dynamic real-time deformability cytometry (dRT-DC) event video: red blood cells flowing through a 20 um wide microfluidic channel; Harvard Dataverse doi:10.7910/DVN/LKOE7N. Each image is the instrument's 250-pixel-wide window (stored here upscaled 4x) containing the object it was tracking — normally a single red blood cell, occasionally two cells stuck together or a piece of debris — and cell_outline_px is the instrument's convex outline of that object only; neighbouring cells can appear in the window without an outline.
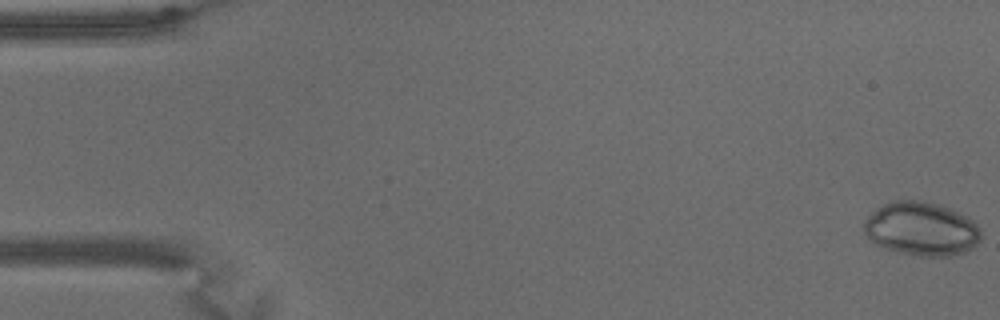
{"species": "common noctule bat (a hibernating species)", "species_latin": "Nyctalus noctula", "temperature_condition": "warm", "stored_images_in_passage": 67, "camera_frame_rate_fps": 3000, "um_per_image_px": 0.085, "animal": {"sex": "male", "body_mass_g": 15.6}, "frame": {"image": 1, "passage_image": 1, "time_ms": 0.0, "image_size_px": [1000, 320], "cell_outline_px": [[980, 240], [972, 248], [964, 252], [952, 256], [916, 256], [884, 248], [868, 240], [864, 232], [864, 220], [876, 208], [892, 200], [920, 200], [936, 204], [948, 208], [972, 220], [980, 228]], "centroid_in_image_um": [78.28, 19.46], "position_along_channel_um": 6.7, "area_um2": 36.59}}
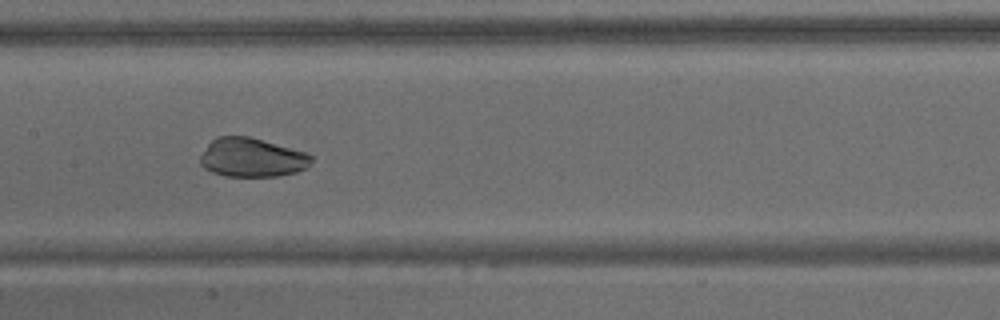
{"frame": {"image": 2, "passage_image": 33, "time_ms": 10.667, "image_size_px": [1000, 320], "cell_outline_px": [[312, 164], [296, 172], [280, 176], [224, 176], [212, 172], [204, 168], [200, 164], [200, 156], [208, 144], [216, 136], [248, 136], [308, 152], [312, 156]], "centroid_in_image_um": [21.42, 13.39], "position_along_channel_um": 186.0, "area_um2": 25.37}}
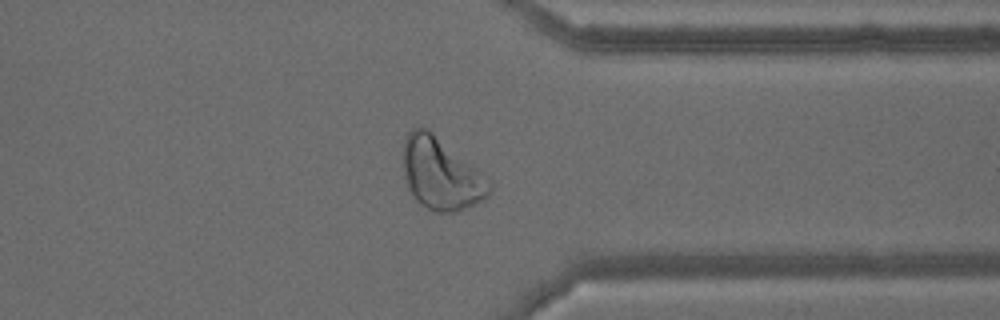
{"frame": {"image": 3, "passage_image": 52, "time_ms": 17.0, "image_size_px": [1000, 320], "cell_outline_px": [[492, 192], [484, 200], [476, 204], [456, 212], [432, 212], [420, 204], [412, 196], [408, 188], [404, 176], [400, 160], [404, 136], [412, 128], [420, 124], [428, 128], [492, 184]], "centroid_in_image_um": [37.39, 14.77], "position_along_channel_um": 374.0, "area_um2": 36.47}}